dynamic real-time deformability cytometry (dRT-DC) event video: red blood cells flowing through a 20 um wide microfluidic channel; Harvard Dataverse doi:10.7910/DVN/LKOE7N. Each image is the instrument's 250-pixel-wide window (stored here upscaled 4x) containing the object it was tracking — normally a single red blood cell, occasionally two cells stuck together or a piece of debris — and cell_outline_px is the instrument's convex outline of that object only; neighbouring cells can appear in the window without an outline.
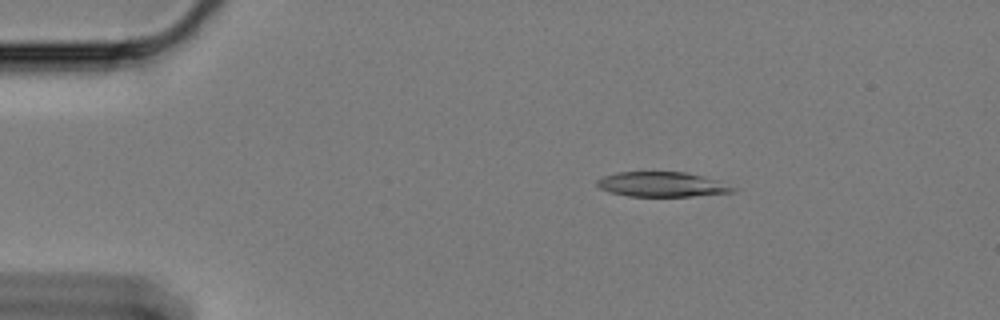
{"species": "Egyptian fruit bat (a non-hibernating species)", "species_latin": "Rousettus aegyptiacus", "temperature_condition": "cold", "stored_images_in_passage": 51, "camera_frame_rate_fps": 3000, "um_per_image_px": 0.085, "animal": {"sex": "female"}, "frame": {"image": 1, "passage_image": 9, "time_ms": 2.667, "image_size_px": [1000, 320], "cell_outline_px": [[736, 188], [732, 192], [692, 196], [628, 196], [612, 192], [600, 188], [596, 184], [596, 180], [604, 176], [616, 172], [684, 172], [704, 176], [716, 180]], "centroid_in_image_um": [56.24, 15.67], "position_along_channel_um": 28.8, "area_um2": 19.42}}
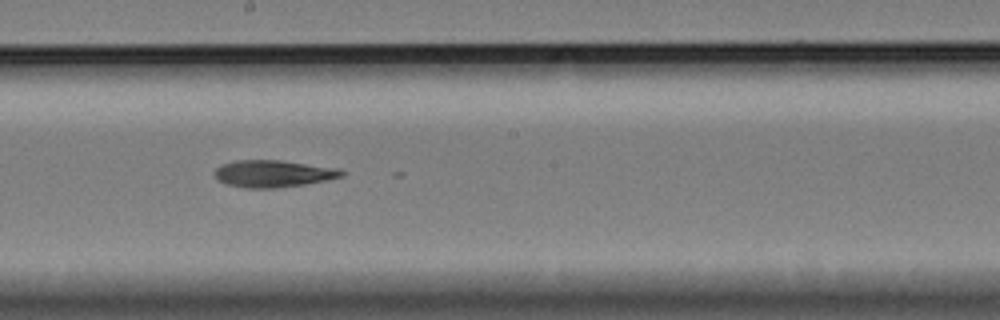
{"frame": {"image": 2, "passage_image": 32, "time_ms": 10.333, "image_size_px": [1000, 320], "cell_outline_px": [[344, 176], [304, 184], [276, 188], [244, 188], [228, 184], [220, 180], [216, 176], [216, 168], [232, 160], [280, 160], [340, 168], [344, 172]], "centroid_in_image_um": [23.25, 14.75], "position_along_channel_um": 224.9, "area_um2": 19.83}}
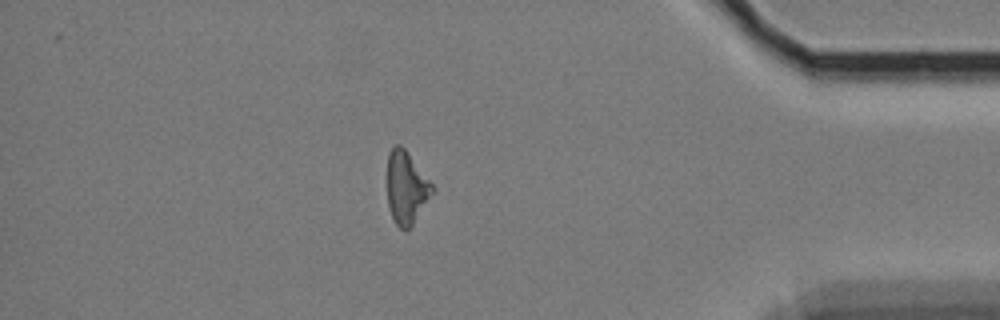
{"frame": {"image": 3, "passage_image": 51, "time_ms": 16.667, "image_size_px": [1000, 320], "cell_outline_px": [[436, 188], [412, 224], [404, 232], [396, 224], [392, 216], [388, 204], [388, 152], [396, 144], [400, 144], [404, 148]], "centroid_in_image_um": [34.54, 15.94], "position_along_channel_um": 400.7, "area_um2": 18.73}}